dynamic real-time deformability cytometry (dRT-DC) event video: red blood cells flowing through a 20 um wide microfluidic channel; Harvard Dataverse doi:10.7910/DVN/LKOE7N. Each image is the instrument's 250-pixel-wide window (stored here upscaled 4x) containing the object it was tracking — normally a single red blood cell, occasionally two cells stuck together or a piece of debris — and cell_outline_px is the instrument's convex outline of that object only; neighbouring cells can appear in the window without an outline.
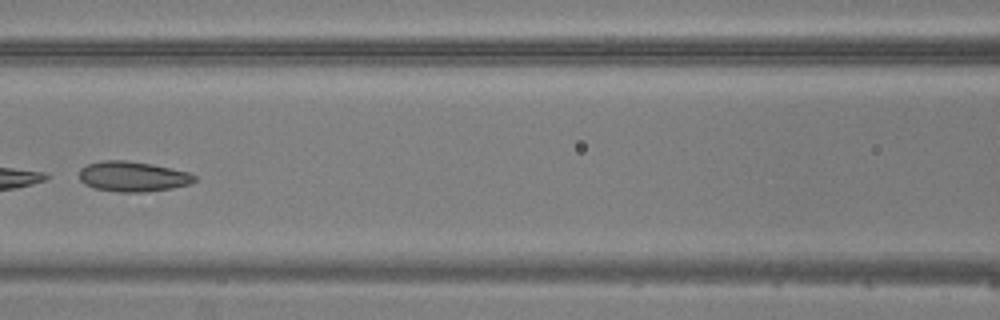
{"species": "common noctule bat (a hibernating species)", "species_latin": "Nyctalus noctula", "temperature_condition": "warm", "stored_images_in_passage": 6, "camera_frame_rate_fps": 3000, "um_per_image_px": 0.085, "animal": {"sex": "male", "body_mass_g": 20.5, "forearm_length_mm": 52.5}, "frame": {"image": 1, "passage_image": 6, "time_ms": 5.667, "image_size_px": [1000, 320], "cell_outline_px": [[196, 180], [188, 184], [172, 188], [144, 192], [120, 192], [96, 188], [84, 184], [80, 180], [80, 168], [88, 164], [104, 160], [124, 160], [152, 164], [188, 172], [196, 176]], "centroid_in_image_um": [11.28, 15.0], "position_along_channel_um": 155.3, "area_um2": 20.11}}